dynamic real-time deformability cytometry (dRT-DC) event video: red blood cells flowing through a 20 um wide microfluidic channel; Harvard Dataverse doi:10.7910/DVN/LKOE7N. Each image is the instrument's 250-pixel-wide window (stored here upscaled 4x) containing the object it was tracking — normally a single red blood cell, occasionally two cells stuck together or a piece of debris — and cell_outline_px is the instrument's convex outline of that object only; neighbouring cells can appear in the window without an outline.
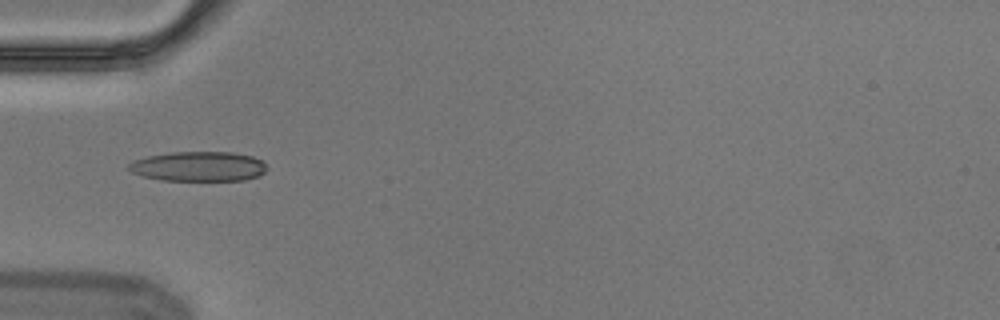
{"species": "Egyptian fruit bat (a non-hibernating species)", "species_latin": "Rousettus aegyptiacus", "temperature_condition": "cold", "stored_images_in_passage": 6, "camera_frame_rate_fps": 3000, "um_per_image_px": 0.085, "animal": {"sex": "male"}, "frame": {"image": 1, "passage_image": 5, "time_ms": 1.333, "image_size_px": [1000, 320], "cell_outline_px": [[268, 168], [260, 176], [244, 180], [160, 180], [144, 176], [132, 172], [128, 168], [128, 164], [132, 160], [148, 156], [172, 152], [232, 152], [252, 156], [260, 160]], "centroid_in_image_um": [16.88, 14.14], "position_along_channel_um": 68.1, "area_um2": 23.93}}